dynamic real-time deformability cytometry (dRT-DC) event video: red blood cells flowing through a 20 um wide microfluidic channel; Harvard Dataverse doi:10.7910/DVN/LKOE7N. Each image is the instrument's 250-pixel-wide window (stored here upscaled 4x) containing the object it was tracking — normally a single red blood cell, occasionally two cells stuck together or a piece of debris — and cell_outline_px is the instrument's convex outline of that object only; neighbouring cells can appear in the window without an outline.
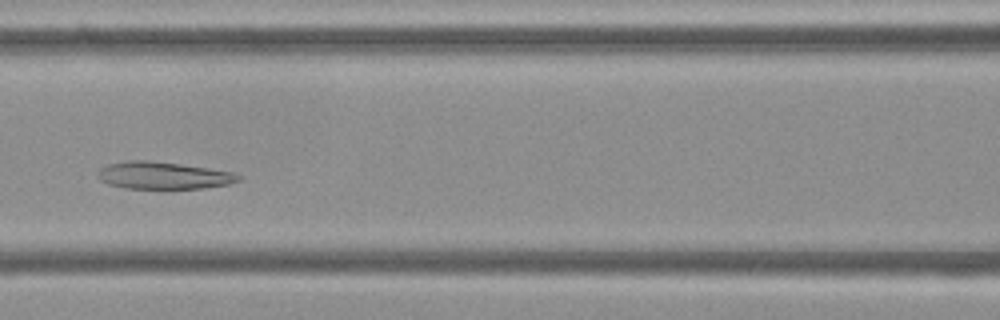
{"species": "Egyptian fruit bat (a non-hibernating species)", "species_latin": "Rousettus aegyptiacus", "temperature_condition": "cold", "stored_images_in_passage": 38, "segment_of_instrument_passage": [1, 2], "camera_frame_rate_fps": 3000, "um_per_image_px": 0.085, "frame": {"image": 1, "passage_image": 13, "time_ms": 4.0, "image_size_px": [1000, 320], "cell_outline_px": [[244, 176], [240, 180], [228, 184], [204, 188], [124, 188], [108, 184], [100, 180], [96, 176], [96, 172], [100, 168], [108, 164], [128, 160], [148, 160], [180, 164], [208, 168], [232, 172]], "centroid_in_image_um": [13.85, 14.91], "position_along_channel_um": 152.7, "area_um2": 22.37}}
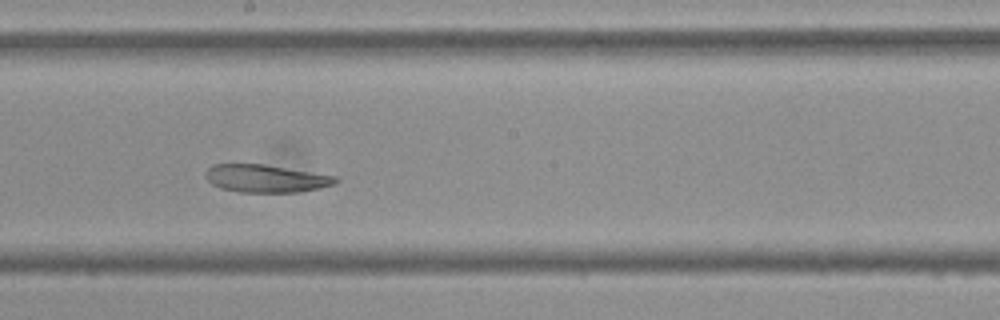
{"frame": {"image": 2, "passage_image": 19, "time_ms": 6.0, "image_size_px": [1000, 320], "cell_outline_px": [[340, 180], [336, 184], [320, 188], [296, 192], [240, 192], [220, 188], [212, 184], [204, 176], [204, 172], [212, 164], [264, 164], [336, 176]], "centroid_in_image_um": [22.59, 15.17], "position_along_channel_um": 225.6, "area_um2": 21.1}}
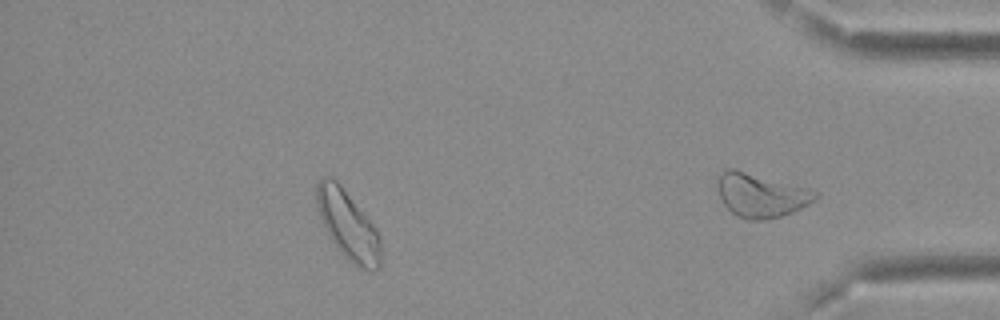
{"frame": {"image": 3, "passage_image": 31, "time_ms": 10.0, "image_size_px": [1000, 320], "cell_outline_px": [[380, 268], [372, 272], [360, 268], [352, 264], [340, 252], [332, 240], [316, 208], [316, 180], [324, 176], [332, 176], [340, 184], [372, 224], [380, 236]], "centroid_in_image_um": [29.56, 19.13], "position_along_channel_um": 405.6, "area_um2": 25.55}}